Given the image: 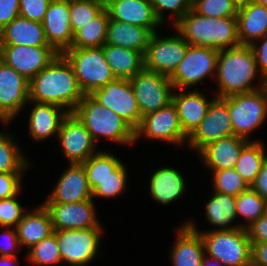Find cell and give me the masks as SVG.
Listing matches in <instances>:
<instances>
[{"label": "cell", "instance_id": "1", "mask_svg": "<svg viewBox=\"0 0 267 266\" xmlns=\"http://www.w3.org/2000/svg\"><path fill=\"white\" fill-rule=\"evenodd\" d=\"M70 62L63 54L29 81V100L68 107L72 113L83 98Z\"/></svg>", "mask_w": 267, "mask_h": 266}, {"label": "cell", "instance_id": "2", "mask_svg": "<svg viewBox=\"0 0 267 266\" xmlns=\"http://www.w3.org/2000/svg\"><path fill=\"white\" fill-rule=\"evenodd\" d=\"M175 27L191 46L222 50L241 45L237 17L211 18L191 9L175 23Z\"/></svg>", "mask_w": 267, "mask_h": 266}, {"label": "cell", "instance_id": "3", "mask_svg": "<svg viewBox=\"0 0 267 266\" xmlns=\"http://www.w3.org/2000/svg\"><path fill=\"white\" fill-rule=\"evenodd\" d=\"M217 79L220 86L218 98L259 90L267 85L263 79L260 88L250 86L257 71L254 53L250 45H238L219 50Z\"/></svg>", "mask_w": 267, "mask_h": 266}, {"label": "cell", "instance_id": "4", "mask_svg": "<svg viewBox=\"0 0 267 266\" xmlns=\"http://www.w3.org/2000/svg\"><path fill=\"white\" fill-rule=\"evenodd\" d=\"M90 132L94 141L104 135L119 143H132L135 130L119 115L102 106L91 95H83L72 112Z\"/></svg>", "mask_w": 267, "mask_h": 266}, {"label": "cell", "instance_id": "5", "mask_svg": "<svg viewBox=\"0 0 267 266\" xmlns=\"http://www.w3.org/2000/svg\"><path fill=\"white\" fill-rule=\"evenodd\" d=\"M206 252L224 266H251V241L245 226L199 233Z\"/></svg>", "mask_w": 267, "mask_h": 266}, {"label": "cell", "instance_id": "6", "mask_svg": "<svg viewBox=\"0 0 267 266\" xmlns=\"http://www.w3.org/2000/svg\"><path fill=\"white\" fill-rule=\"evenodd\" d=\"M70 62L84 95H91L116 77L106 62L103 48H69L62 53Z\"/></svg>", "mask_w": 267, "mask_h": 266}, {"label": "cell", "instance_id": "7", "mask_svg": "<svg viewBox=\"0 0 267 266\" xmlns=\"http://www.w3.org/2000/svg\"><path fill=\"white\" fill-rule=\"evenodd\" d=\"M228 111L234 135L248 140V133L267 115V85L259 90L228 96Z\"/></svg>", "mask_w": 267, "mask_h": 266}, {"label": "cell", "instance_id": "8", "mask_svg": "<svg viewBox=\"0 0 267 266\" xmlns=\"http://www.w3.org/2000/svg\"><path fill=\"white\" fill-rule=\"evenodd\" d=\"M130 83L141 116L166 107L172 102L170 87L174 86L170 77L143 68L130 79Z\"/></svg>", "mask_w": 267, "mask_h": 266}, {"label": "cell", "instance_id": "9", "mask_svg": "<svg viewBox=\"0 0 267 266\" xmlns=\"http://www.w3.org/2000/svg\"><path fill=\"white\" fill-rule=\"evenodd\" d=\"M91 96L102 106L119 115L134 130L140 126L142 116L130 80L116 78L101 89L95 90Z\"/></svg>", "mask_w": 267, "mask_h": 266}, {"label": "cell", "instance_id": "10", "mask_svg": "<svg viewBox=\"0 0 267 266\" xmlns=\"http://www.w3.org/2000/svg\"><path fill=\"white\" fill-rule=\"evenodd\" d=\"M188 43L183 37L160 38L154 32L144 58V69L171 77L184 58Z\"/></svg>", "mask_w": 267, "mask_h": 266}, {"label": "cell", "instance_id": "11", "mask_svg": "<svg viewBox=\"0 0 267 266\" xmlns=\"http://www.w3.org/2000/svg\"><path fill=\"white\" fill-rule=\"evenodd\" d=\"M58 54L52 46L0 45V60L29 81Z\"/></svg>", "mask_w": 267, "mask_h": 266}, {"label": "cell", "instance_id": "12", "mask_svg": "<svg viewBox=\"0 0 267 266\" xmlns=\"http://www.w3.org/2000/svg\"><path fill=\"white\" fill-rule=\"evenodd\" d=\"M219 50L211 47L188 45L184 58L170 77L174 88L194 85L217 67Z\"/></svg>", "mask_w": 267, "mask_h": 266}, {"label": "cell", "instance_id": "13", "mask_svg": "<svg viewBox=\"0 0 267 266\" xmlns=\"http://www.w3.org/2000/svg\"><path fill=\"white\" fill-rule=\"evenodd\" d=\"M100 230V227L54 230L61 260L75 266L89 263L97 252Z\"/></svg>", "mask_w": 267, "mask_h": 266}, {"label": "cell", "instance_id": "14", "mask_svg": "<svg viewBox=\"0 0 267 266\" xmlns=\"http://www.w3.org/2000/svg\"><path fill=\"white\" fill-rule=\"evenodd\" d=\"M234 135L228 111V97L211 100L206 117L188 137L198 151L221 138Z\"/></svg>", "mask_w": 267, "mask_h": 266}, {"label": "cell", "instance_id": "15", "mask_svg": "<svg viewBox=\"0 0 267 266\" xmlns=\"http://www.w3.org/2000/svg\"><path fill=\"white\" fill-rule=\"evenodd\" d=\"M141 133H145L147 137L152 139H161L173 143H181L188 138L182 130L177 109L173 102L166 107L142 116L141 124L135 130V139Z\"/></svg>", "mask_w": 267, "mask_h": 266}, {"label": "cell", "instance_id": "16", "mask_svg": "<svg viewBox=\"0 0 267 266\" xmlns=\"http://www.w3.org/2000/svg\"><path fill=\"white\" fill-rule=\"evenodd\" d=\"M29 100V80L0 60V119L8 122Z\"/></svg>", "mask_w": 267, "mask_h": 266}, {"label": "cell", "instance_id": "17", "mask_svg": "<svg viewBox=\"0 0 267 266\" xmlns=\"http://www.w3.org/2000/svg\"><path fill=\"white\" fill-rule=\"evenodd\" d=\"M58 136L71 163L81 164L94 155V139L73 113H68L63 119Z\"/></svg>", "mask_w": 267, "mask_h": 266}, {"label": "cell", "instance_id": "18", "mask_svg": "<svg viewBox=\"0 0 267 266\" xmlns=\"http://www.w3.org/2000/svg\"><path fill=\"white\" fill-rule=\"evenodd\" d=\"M54 230L90 229L99 227L92 199L77 203H44Z\"/></svg>", "mask_w": 267, "mask_h": 266}, {"label": "cell", "instance_id": "19", "mask_svg": "<svg viewBox=\"0 0 267 266\" xmlns=\"http://www.w3.org/2000/svg\"><path fill=\"white\" fill-rule=\"evenodd\" d=\"M42 24L49 45L58 53L71 48L74 34L69 19V0H51Z\"/></svg>", "mask_w": 267, "mask_h": 266}, {"label": "cell", "instance_id": "20", "mask_svg": "<svg viewBox=\"0 0 267 266\" xmlns=\"http://www.w3.org/2000/svg\"><path fill=\"white\" fill-rule=\"evenodd\" d=\"M92 198L83 165L71 163V167L61 176L57 187L45 203H77Z\"/></svg>", "mask_w": 267, "mask_h": 266}, {"label": "cell", "instance_id": "21", "mask_svg": "<svg viewBox=\"0 0 267 266\" xmlns=\"http://www.w3.org/2000/svg\"><path fill=\"white\" fill-rule=\"evenodd\" d=\"M109 18L148 28L152 33L161 22L157 19L151 0H110L105 7Z\"/></svg>", "mask_w": 267, "mask_h": 266}, {"label": "cell", "instance_id": "22", "mask_svg": "<svg viewBox=\"0 0 267 266\" xmlns=\"http://www.w3.org/2000/svg\"><path fill=\"white\" fill-rule=\"evenodd\" d=\"M248 142L242 137L231 135L208 144L199 152L212 170L232 169Z\"/></svg>", "mask_w": 267, "mask_h": 266}, {"label": "cell", "instance_id": "23", "mask_svg": "<svg viewBox=\"0 0 267 266\" xmlns=\"http://www.w3.org/2000/svg\"><path fill=\"white\" fill-rule=\"evenodd\" d=\"M0 45L50 46L43 24L21 16L0 31Z\"/></svg>", "mask_w": 267, "mask_h": 266}, {"label": "cell", "instance_id": "24", "mask_svg": "<svg viewBox=\"0 0 267 266\" xmlns=\"http://www.w3.org/2000/svg\"><path fill=\"white\" fill-rule=\"evenodd\" d=\"M152 32L148 28L109 18L105 44L146 52Z\"/></svg>", "mask_w": 267, "mask_h": 266}, {"label": "cell", "instance_id": "25", "mask_svg": "<svg viewBox=\"0 0 267 266\" xmlns=\"http://www.w3.org/2000/svg\"><path fill=\"white\" fill-rule=\"evenodd\" d=\"M177 242L173 247L174 266H201L205 246L195 227L188 223L179 229Z\"/></svg>", "mask_w": 267, "mask_h": 266}, {"label": "cell", "instance_id": "26", "mask_svg": "<svg viewBox=\"0 0 267 266\" xmlns=\"http://www.w3.org/2000/svg\"><path fill=\"white\" fill-rule=\"evenodd\" d=\"M183 132L189 137L206 117L211 102L201 93L193 92L172 96Z\"/></svg>", "mask_w": 267, "mask_h": 266}, {"label": "cell", "instance_id": "27", "mask_svg": "<svg viewBox=\"0 0 267 266\" xmlns=\"http://www.w3.org/2000/svg\"><path fill=\"white\" fill-rule=\"evenodd\" d=\"M238 36L241 45H252L251 39L267 35V8L256 2L238 9Z\"/></svg>", "mask_w": 267, "mask_h": 266}, {"label": "cell", "instance_id": "28", "mask_svg": "<svg viewBox=\"0 0 267 266\" xmlns=\"http://www.w3.org/2000/svg\"><path fill=\"white\" fill-rule=\"evenodd\" d=\"M16 231L20 245H26L28 249L50 236L54 229L48 210L42 205L33 213H24Z\"/></svg>", "mask_w": 267, "mask_h": 266}, {"label": "cell", "instance_id": "29", "mask_svg": "<svg viewBox=\"0 0 267 266\" xmlns=\"http://www.w3.org/2000/svg\"><path fill=\"white\" fill-rule=\"evenodd\" d=\"M102 48L106 62L117 79L130 80L144 68L141 52L111 44H104Z\"/></svg>", "mask_w": 267, "mask_h": 266}, {"label": "cell", "instance_id": "30", "mask_svg": "<svg viewBox=\"0 0 267 266\" xmlns=\"http://www.w3.org/2000/svg\"><path fill=\"white\" fill-rule=\"evenodd\" d=\"M60 107L55 104L36 103L29 119L30 132L35 139L48 138L59 132L63 119L69 113H58Z\"/></svg>", "mask_w": 267, "mask_h": 266}, {"label": "cell", "instance_id": "31", "mask_svg": "<svg viewBox=\"0 0 267 266\" xmlns=\"http://www.w3.org/2000/svg\"><path fill=\"white\" fill-rule=\"evenodd\" d=\"M184 188L183 177L173 168L159 169L151 177V195L163 204L177 199L183 193Z\"/></svg>", "mask_w": 267, "mask_h": 266}, {"label": "cell", "instance_id": "32", "mask_svg": "<svg viewBox=\"0 0 267 266\" xmlns=\"http://www.w3.org/2000/svg\"><path fill=\"white\" fill-rule=\"evenodd\" d=\"M109 14L104 8L73 37L71 48H100L105 44Z\"/></svg>", "mask_w": 267, "mask_h": 266}, {"label": "cell", "instance_id": "33", "mask_svg": "<svg viewBox=\"0 0 267 266\" xmlns=\"http://www.w3.org/2000/svg\"><path fill=\"white\" fill-rule=\"evenodd\" d=\"M266 159L267 156L264 153L262 144L249 142L242 149L234 168L245 182L251 186Z\"/></svg>", "mask_w": 267, "mask_h": 266}, {"label": "cell", "instance_id": "34", "mask_svg": "<svg viewBox=\"0 0 267 266\" xmlns=\"http://www.w3.org/2000/svg\"><path fill=\"white\" fill-rule=\"evenodd\" d=\"M81 164L85 169L89 186L93 191L122 163L111 154L99 152L97 154L92 155Z\"/></svg>", "mask_w": 267, "mask_h": 266}, {"label": "cell", "instance_id": "35", "mask_svg": "<svg viewBox=\"0 0 267 266\" xmlns=\"http://www.w3.org/2000/svg\"><path fill=\"white\" fill-rule=\"evenodd\" d=\"M235 196L216 192L206 205L207 218L217 226H227L236 217Z\"/></svg>", "mask_w": 267, "mask_h": 266}, {"label": "cell", "instance_id": "36", "mask_svg": "<svg viewBox=\"0 0 267 266\" xmlns=\"http://www.w3.org/2000/svg\"><path fill=\"white\" fill-rule=\"evenodd\" d=\"M236 215H242L250 220L246 229L258 218L264 215L266 200L262 198L251 187L246 191L235 196Z\"/></svg>", "mask_w": 267, "mask_h": 266}, {"label": "cell", "instance_id": "37", "mask_svg": "<svg viewBox=\"0 0 267 266\" xmlns=\"http://www.w3.org/2000/svg\"><path fill=\"white\" fill-rule=\"evenodd\" d=\"M20 154L10 137L0 134V172L21 173L27 163Z\"/></svg>", "mask_w": 267, "mask_h": 266}, {"label": "cell", "instance_id": "38", "mask_svg": "<svg viewBox=\"0 0 267 266\" xmlns=\"http://www.w3.org/2000/svg\"><path fill=\"white\" fill-rule=\"evenodd\" d=\"M104 7L86 0H69V19L73 34L97 16Z\"/></svg>", "mask_w": 267, "mask_h": 266}, {"label": "cell", "instance_id": "39", "mask_svg": "<svg viewBox=\"0 0 267 266\" xmlns=\"http://www.w3.org/2000/svg\"><path fill=\"white\" fill-rule=\"evenodd\" d=\"M213 174L215 192L238 196L250 188L235 168L214 171Z\"/></svg>", "mask_w": 267, "mask_h": 266}, {"label": "cell", "instance_id": "40", "mask_svg": "<svg viewBox=\"0 0 267 266\" xmlns=\"http://www.w3.org/2000/svg\"><path fill=\"white\" fill-rule=\"evenodd\" d=\"M29 250V260L34 264H54L61 262L58 241L55 233L39 241Z\"/></svg>", "mask_w": 267, "mask_h": 266}, {"label": "cell", "instance_id": "41", "mask_svg": "<svg viewBox=\"0 0 267 266\" xmlns=\"http://www.w3.org/2000/svg\"><path fill=\"white\" fill-rule=\"evenodd\" d=\"M192 10L211 18L237 17L238 12L230 0H192Z\"/></svg>", "mask_w": 267, "mask_h": 266}, {"label": "cell", "instance_id": "42", "mask_svg": "<svg viewBox=\"0 0 267 266\" xmlns=\"http://www.w3.org/2000/svg\"><path fill=\"white\" fill-rule=\"evenodd\" d=\"M126 170L121 164L109 177L103 180L93 191L92 196L114 197L122 192L125 187Z\"/></svg>", "mask_w": 267, "mask_h": 266}, {"label": "cell", "instance_id": "43", "mask_svg": "<svg viewBox=\"0 0 267 266\" xmlns=\"http://www.w3.org/2000/svg\"><path fill=\"white\" fill-rule=\"evenodd\" d=\"M151 4L157 19L162 23L163 9L172 10L176 13L178 22L188 11L192 9V0H151Z\"/></svg>", "mask_w": 267, "mask_h": 266}, {"label": "cell", "instance_id": "44", "mask_svg": "<svg viewBox=\"0 0 267 266\" xmlns=\"http://www.w3.org/2000/svg\"><path fill=\"white\" fill-rule=\"evenodd\" d=\"M51 0H20L19 16L42 23Z\"/></svg>", "mask_w": 267, "mask_h": 266}, {"label": "cell", "instance_id": "45", "mask_svg": "<svg viewBox=\"0 0 267 266\" xmlns=\"http://www.w3.org/2000/svg\"><path fill=\"white\" fill-rule=\"evenodd\" d=\"M16 196L0 200V226L7 227L15 224V227L22 219V207L15 200Z\"/></svg>", "mask_w": 267, "mask_h": 266}, {"label": "cell", "instance_id": "46", "mask_svg": "<svg viewBox=\"0 0 267 266\" xmlns=\"http://www.w3.org/2000/svg\"><path fill=\"white\" fill-rule=\"evenodd\" d=\"M21 173L0 172V200L16 196L20 189Z\"/></svg>", "mask_w": 267, "mask_h": 266}, {"label": "cell", "instance_id": "47", "mask_svg": "<svg viewBox=\"0 0 267 266\" xmlns=\"http://www.w3.org/2000/svg\"><path fill=\"white\" fill-rule=\"evenodd\" d=\"M20 0H0V31L19 16Z\"/></svg>", "mask_w": 267, "mask_h": 266}, {"label": "cell", "instance_id": "48", "mask_svg": "<svg viewBox=\"0 0 267 266\" xmlns=\"http://www.w3.org/2000/svg\"><path fill=\"white\" fill-rule=\"evenodd\" d=\"M251 242H267V216L264 214L247 228Z\"/></svg>", "mask_w": 267, "mask_h": 266}, {"label": "cell", "instance_id": "49", "mask_svg": "<svg viewBox=\"0 0 267 266\" xmlns=\"http://www.w3.org/2000/svg\"><path fill=\"white\" fill-rule=\"evenodd\" d=\"M251 266H267V242H251Z\"/></svg>", "mask_w": 267, "mask_h": 266}, {"label": "cell", "instance_id": "50", "mask_svg": "<svg viewBox=\"0 0 267 266\" xmlns=\"http://www.w3.org/2000/svg\"><path fill=\"white\" fill-rule=\"evenodd\" d=\"M264 38L266 39L263 41V44L260 46V48L255 44L250 45V47L255 56L256 66H260V73L267 82V35H265L263 39Z\"/></svg>", "mask_w": 267, "mask_h": 266}, {"label": "cell", "instance_id": "51", "mask_svg": "<svg viewBox=\"0 0 267 266\" xmlns=\"http://www.w3.org/2000/svg\"><path fill=\"white\" fill-rule=\"evenodd\" d=\"M250 187L267 201V159L262 164L254 183Z\"/></svg>", "mask_w": 267, "mask_h": 266}, {"label": "cell", "instance_id": "52", "mask_svg": "<svg viewBox=\"0 0 267 266\" xmlns=\"http://www.w3.org/2000/svg\"><path fill=\"white\" fill-rule=\"evenodd\" d=\"M2 234H5L4 236H5V240H6L7 244L5 245V247H3V246L0 247L1 256H16L14 253H12L13 252L12 249L17 244L20 245L19 239L17 237V231L15 230V232H14V231L6 230Z\"/></svg>", "mask_w": 267, "mask_h": 266}, {"label": "cell", "instance_id": "53", "mask_svg": "<svg viewBox=\"0 0 267 266\" xmlns=\"http://www.w3.org/2000/svg\"><path fill=\"white\" fill-rule=\"evenodd\" d=\"M16 259V256H1L0 255V266H9Z\"/></svg>", "mask_w": 267, "mask_h": 266}, {"label": "cell", "instance_id": "54", "mask_svg": "<svg viewBox=\"0 0 267 266\" xmlns=\"http://www.w3.org/2000/svg\"><path fill=\"white\" fill-rule=\"evenodd\" d=\"M234 6L239 9L243 6L248 5L250 2H254V0H230Z\"/></svg>", "mask_w": 267, "mask_h": 266}, {"label": "cell", "instance_id": "55", "mask_svg": "<svg viewBox=\"0 0 267 266\" xmlns=\"http://www.w3.org/2000/svg\"><path fill=\"white\" fill-rule=\"evenodd\" d=\"M86 1H92L101 4L104 8L108 5L110 0H86Z\"/></svg>", "mask_w": 267, "mask_h": 266}, {"label": "cell", "instance_id": "56", "mask_svg": "<svg viewBox=\"0 0 267 266\" xmlns=\"http://www.w3.org/2000/svg\"><path fill=\"white\" fill-rule=\"evenodd\" d=\"M257 4L263 5L267 8V0H254Z\"/></svg>", "mask_w": 267, "mask_h": 266}, {"label": "cell", "instance_id": "57", "mask_svg": "<svg viewBox=\"0 0 267 266\" xmlns=\"http://www.w3.org/2000/svg\"><path fill=\"white\" fill-rule=\"evenodd\" d=\"M211 261L209 262V259L203 258L202 265L201 266H211Z\"/></svg>", "mask_w": 267, "mask_h": 266}, {"label": "cell", "instance_id": "58", "mask_svg": "<svg viewBox=\"0 0 267 266\" xmlns=\"http://www.w3.org/2000/svg\"><path fill=\"white\" fill-rule=\"evenodd\" d=\"M264 214L267 216V201L265 203V212H264Z\"/></svg>", "mask_w": 267, "mask_h": 266}]
</instances>
